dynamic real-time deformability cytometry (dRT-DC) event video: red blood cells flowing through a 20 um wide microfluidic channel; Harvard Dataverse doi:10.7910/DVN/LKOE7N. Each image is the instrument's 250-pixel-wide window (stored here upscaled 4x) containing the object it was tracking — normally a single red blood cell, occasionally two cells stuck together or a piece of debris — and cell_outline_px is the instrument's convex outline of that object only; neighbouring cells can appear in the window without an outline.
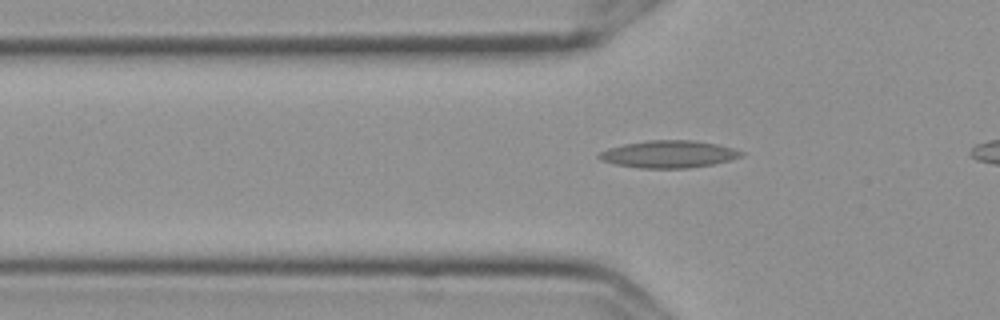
{"species": "Egyptian fruit bat (a non-hibernating species)", "species_latin": "Rousettus aegyptiacus", "temperature_condition": "cold", "stored_images_in_passage": 38, "camera_frame_rate_fps": 3000, "um_per_image_px": 0.085, "frame": {"image": 1, "passage_image": 10, "time_ms": 3.0, "image_size_px": [1000, 320], "cell_outline_px": [[744, 152], [740, 156], [728, 160], [712, 164], [688, 168], [640, 168], [616, 164], [600, 160], [596, 156], [600, 152], [608, 148], [624, 144], [648, 140], [692, 140], [716, 144], [732, 148]], "centroid_in_image_um": [56.78, 13.1], "position_along_channel_um": 69.0, "area_um2": 22.37}}
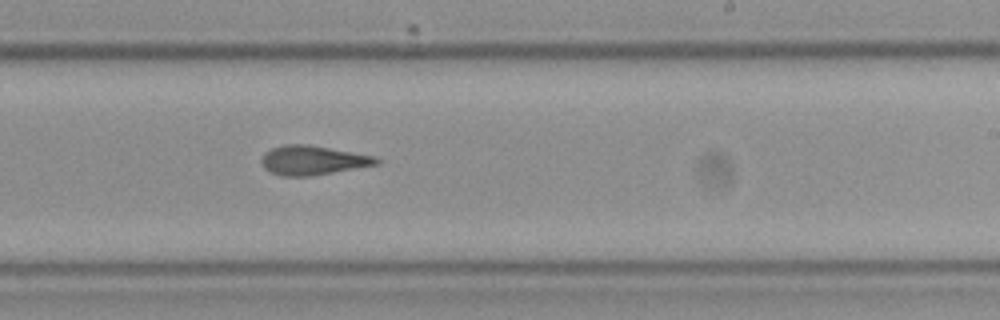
{"frame": {"image": 2, "passage_image": 26, "time_ms": 8.333, "image_size_px": [1000, 320], "cell_outline_px": [[380, 164], [312, 176], [280, 176], [264, 168], [260, 160], [264, 152], [272, 148], [284, 144], [308, 144], [372, 156], [380, 160]], "centroid_in_image_um": [26.54, 13.63], "position_along_channel_um": 262.5, "area_um2": 19.54}}
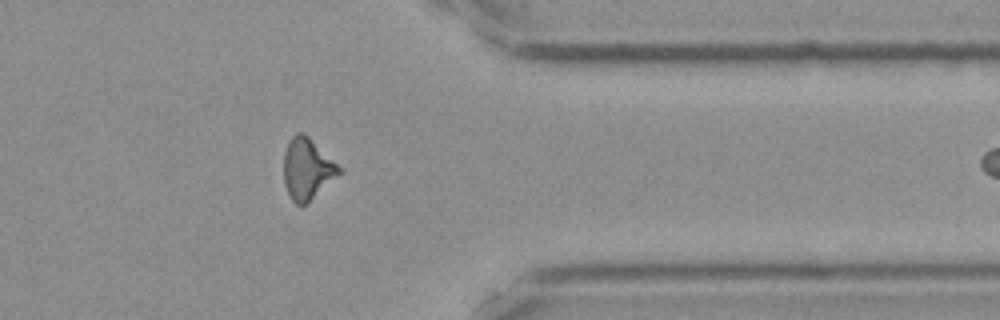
{"frame": {"image": 3, "passage_image": 37, "time_ms": 12.0, "image_size_px": [1000, 320], "cell_outline_px": [[344, 172], [308, 204], [300, 208], [292, 200], [284, 184], [284, 152], [292, 136], [296, 132], [304, 132], [344, 168]], "centroid_in_image_um": [26.18, 14.39], "position_along_channel_um": 385.2, "area_um2": 20.52}}